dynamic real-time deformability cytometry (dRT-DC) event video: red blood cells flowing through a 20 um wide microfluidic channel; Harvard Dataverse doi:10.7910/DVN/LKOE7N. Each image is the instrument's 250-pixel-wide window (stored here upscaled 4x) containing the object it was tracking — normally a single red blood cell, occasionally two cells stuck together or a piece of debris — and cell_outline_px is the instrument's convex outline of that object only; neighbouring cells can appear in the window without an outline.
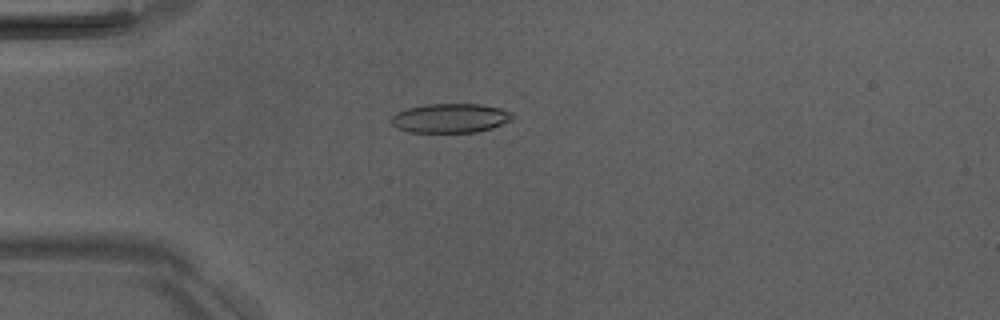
{"species": "Egyptian fruit bat (a non-hibernating species)", "species_latin": "Rousettus aegyptiacus", "temperature_condition": "room temperature", "stored_images_in_passage": 1, "camera_frame_rate_fps": 3000, "um_per_image_px": 0.085, "animal": {"sex": "male"}, "frame": {"image": 1, "passage_image": 1, "time_ms": 0.0, "image_size_px": [1000, 320], "cell_outline_px": [[516, 116], [512, 120], [492, 128], [476, 132], [408, 132], [396, 128], [388, 120], [396, 112], [408, 108], [428, 104], [480, 104], [500, 108], [512, 112]], "centroid_in_image_um": [38.28, 10.04], "position_along_channel_um": 46.7, "area_um2": 20.87}}